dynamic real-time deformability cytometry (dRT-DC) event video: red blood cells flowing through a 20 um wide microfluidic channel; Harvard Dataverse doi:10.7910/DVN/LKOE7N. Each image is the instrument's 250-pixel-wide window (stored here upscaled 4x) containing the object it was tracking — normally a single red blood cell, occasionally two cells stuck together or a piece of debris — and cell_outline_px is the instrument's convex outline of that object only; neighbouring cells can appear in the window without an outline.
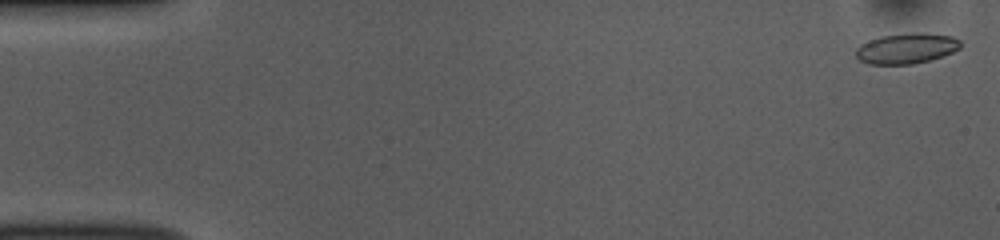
{"species": "common noctule bat (a hibernating species)", "species_latin": "Nyctalus noctula", "temperature_condition": "room temperature", "stored_images_in_passage": 53, "camera_frame_rate_fps": 3000, "um_per_image_px": 0.085, "animal": {"sex": "female", "body_mass_g": 10.0, "forearm_length_mm": 53.1}, "frame": {"image": 1, "passage_image": 2, "time_ms": 0.333, "image_size_px": [1000, 240], "cell_outline_px": [[960, 48], [944, 56], [912, 64], [868, 64], [860, 60], [856, 56], [856, 48], [860, 44], [868, 40], [880, 36], [912, 32], [924, 32], [952, 36], [960, 40]], "centroid_in_image_um": [77.04, 4.1], "position_along_channel_um": 8.0, "area_um2": 18.73}}
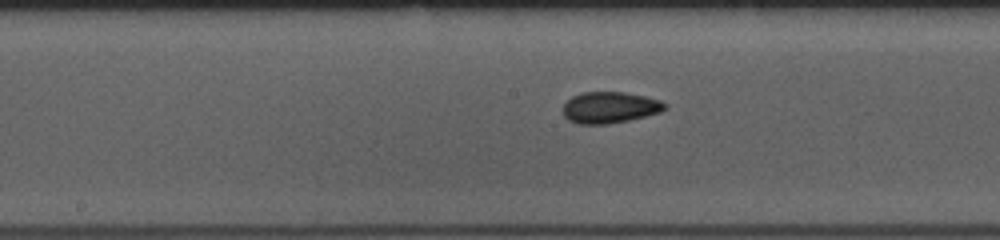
{"frame": {"image": 2, "passage_image": 27, "time_ms": 8.667, "image_size_px": [1000, 240], "cell_outline_px": [[668, 108], [660, 112], [628, 120], [608, 124], [580, 124], [568, 120], [564, 116], [564, 104], [572, 96], [580, 92], [624, 92], [644, 96], [660, 100], [668, 104]], "centroid_in_image_um": [51.84, 9.13], "position_along_channel_um": 196.4, "area_um2": 18.61}}
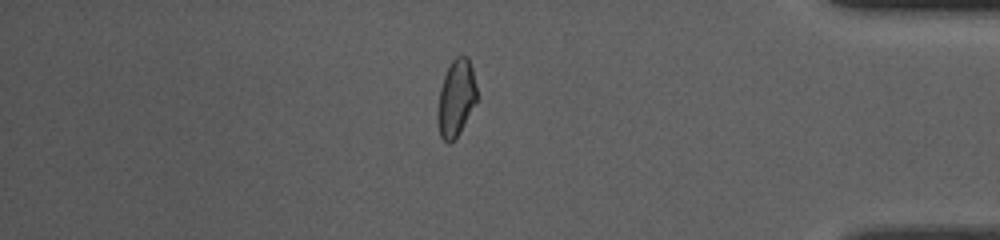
{"frame": {"image": 3, "passage_image": 45, "time_ms": 14.667, "image_size_px": [1000, 240], "cell_outline_px": [[476, 100], [456, 140], [448, 144], [440, 136], [436, 120], [440, 88], [444, 76], [452, 60], [456, 56], [468, 56], [472, 68], [476, 88]], "centroid_in_image_um": [38.74, 8.37], "position_along_channel_um": 396.5, "area_um2": 17.46}, "authors_computed_cell_mechanics": {"area_um2": 18.3804, "velocity_mm_per_s": 3.8617, "shape_relaxation_time_tau1_ms": 9.5015, "shape_relaxation_time_tau2_ms": 1.78, "deformation_change_tau1": 0.1779, "deformation_change_tau2": 0.0617}}